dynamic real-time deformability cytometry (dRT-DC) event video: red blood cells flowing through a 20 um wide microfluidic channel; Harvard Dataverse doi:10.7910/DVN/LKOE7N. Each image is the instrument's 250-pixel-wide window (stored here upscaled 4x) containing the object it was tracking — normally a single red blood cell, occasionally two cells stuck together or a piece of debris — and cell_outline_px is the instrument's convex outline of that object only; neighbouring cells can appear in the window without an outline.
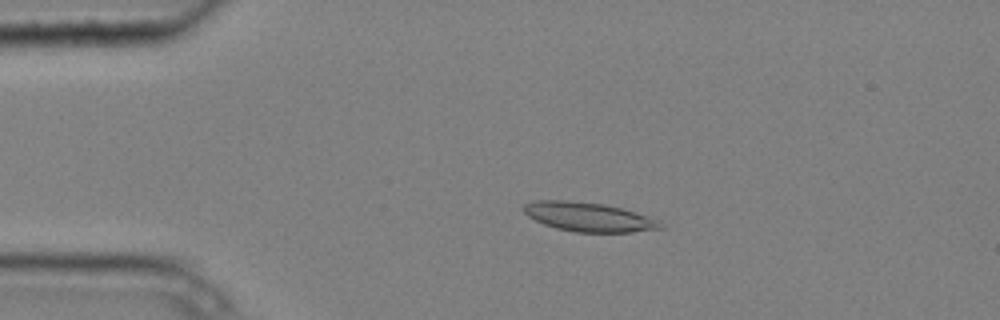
{"species": "common noctule bat (a hibernating species)", "species_latin": "Nyctalus noctula", "temperature_condition": "cold", "stored_images_in_passage": 4, "camera_frame_rate_fps": 3000, "um_per_image_px": 0.085, "animal": {"sex": "male", "body_mass_g": 20.4}, "frame": {"image": 1, "passage_image": 3, "time_ms": 0.667, "image_size_px": [1000, 320], "cell_outline_px": [[664, 228], [632, 232], [576, 232], [556, 228], [544, 224], [528, 216], [524, 212], [524, 204], [532, 200], [568, 200], [604, 204], [636, 212], [660, 220]], "centroid_in_image_um": [50.04, 18.43], "position_along_channel_um": 35.0, "area_um2": 23.24}}